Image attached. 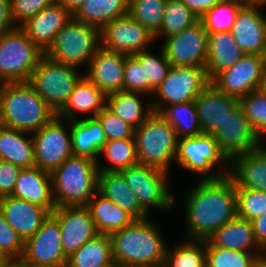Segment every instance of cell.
<instances>
[{
	"label": "cell",
	"instance_id": "9",
	"mask_svg": "<svg viewBox=\"0 0 266 267\" xmlns=\"http://www.w3.org/2000/svg\"><path fill=\"white\" fill-rule=\"evenodd\" d=\"M82 76L83 73L78 68L56 62L44 55L28 83L57 114Z\"/></svg>",
	"mask_w": 266,
	"mask_h": 267
},
{
	"label": "cell",
	"instance_id": "4",
	"mask_svg": "<svg viewBox=\"0 0 266 267\" xmlns=\"http://www.w3.org/2000/svg\"><path fill=\"white\" fill-rule=\"evenodd\" d=\"M56 207L86 206L98 192L97 162L72 155L51 172Z\"/></svg>",
	"mask_w": 266,
	"mask_h": 267
},
{
	"label": "cell",
	"instance_id": "3",
	"mask_svg": "<svg viewBox=\"0 0 266 267\" xmlns=\"http://www.w3.org/2000/svg\"><path fill=\"white\" fill-rule=\"evenodd\" d=\"M56 116L28 82L0 84V125L33 134Z\"/></svg>",
	"mask_w": 266,
	"mask_h": 267
},
{
	"label": "cell",
	"instance_id": "24",
	"mask_svg": "<svg viewBox=\"0 0 266 267\" xmlns=\"http://www.w3.org/2000/svg\"><path fill=\"white\" fill-rule=\"evenodd\" d=\"M10 196L41 206L50 214L56 208L51 173L37 166L20 170Z\"/></svg>",
	"mask_w": 266,
	"mask_h": 267
},
{
	"label": "cell",
	"instance_id": "6",
	"mask_svg": "<svg viewBox=\"0 0 266 267\" xmlns=\"http://www.w3.org/2000/svg\"><path fill=\"white\" fill-rule=\"evenodd\" d=\"M100 47V29L72 17L56 34L44 55L56 62L80 69L84 63L89 64Z\"/></svg>",
	"mask_w": 266,
	"mask_h": 267
},
{
	"label": "cell",
	"instance_id": "11",
	"mask_svg": "<svg viewBox=\"0 0 266 267\" xmlns=\"http://www.w3.org/2000/svg\"><path fill=\"white\" fill-rule=\"evenodd\" d=\"M120 172L148 213L150 208L163 211L174 209L176 200L168 188V172L140 163Z\"/></svg>",
	"mask_w": 266,
	"mask_h": 267
},
{
	"label": "cell",
	"instance_id": "35",
	"mask_svg": "<svg viewBox=\"0 0 266 267\" xmlns=\"http://www.w3.org/2000/svg\"><path fill=\"white\" fill-rule=\"evenodd\" d=\"M114 263L110 235L98 234L67 258L68 267H104Z\"/></svg>",
	"mask_w": 266,
	"mask_h": 267
},
{
	"label": "cell",
	"instance_id": "51",
	"mask_svg": "<svg viewBox=\"0 0 266 267\" xmlns=\"http://www.w3.org/2000/svg\"><path fill=\"white\" fill-rule=\"evenodd\" d=\"M12 16L11 0H0V36L17 29Z\"/></svg>",
	"mask_w": 266,
	"mask_h": 267
},
{
	"label": "cell",
	"instance_id": "22",
	"mask_svg": "<svg viewBox=\"0 0 266 267\" xmlns=\"http://www.w3.org/2000/svg\"><path fill=\"white\" fill-rule=\"evenodd\" d=\"M73 16L57 1L28 19L20 28L44 53L53 43L56 34Z\"/></svg>",
	"mask_w": 266,
	"mask_h": 267
},
{
	"label": "cell",
	"instance_id": "60",
	"mask_svg": "<svg viewBox=\"0 0 266 267\" xmlns=\"http://www.w3.org/2000/svg\"><path fill=\"white\" fill-rule=\"evenodd\" d=\"M40 267H68V264L66 262V263H61L58 265H48V266H40Z\"/></svg>",
	"mask_w": 266,
	"mask_h": 267
},
{
	"label": "cell",
	"instance_id": "25",
	"mask_svg": "<svg viewBox=\"0 0 266 267\" xmlns=\"http://www.w3.org/2000/svg\"><path fill=\"white\" fill-rule=\"evenodd\" d=\"M229 176L235 188H248L266 192V145L233 157Z\"/></svg>",
	"mask_w": 266,
	"mask_h": 267
},
{
	"label": "cell",
	"instance_id": "37",
	"mask_svg": "<svg viewBox=\"0 0 266 267\" xmlns=\"http://www.w3.org/2000/svg\"><path fill=\"white\" fill-rule=\"evenodd\" d=\"M160 115L175 129L178 139L202 133L194 101L167 106Z\"/></svg>",
	"mask_w": 266,
	"mask_h": 267
},
{
	"label": "cell",
	"instance_id": "26",
	"mask_svg": "<svg viewBox=\"0 0 266 267\" xmlns=\"http://www.w3.org/2000/svg\"><path fill=\"white\" fill-rule=\"evenodd\" d=\"M107 95L83 75L74 87L72 94L57 117L67 121L78 120V113H92L96 117L106 107Z\"/></svg>",
	"mask_w": 266,
	"mask_h": 267
},
{
	"label": "cell",
	"instance_id": "16",
	"mask_svg": "<svg viewBox=\"0 0 266 267\" xmlns=\"http://www.w3.org/2000/svg\"><path fill=\"white\" fill-rule=\"evenodd\" d=\"M263 71L262 55L244 54L232 67L219 72L211 83L220 92L240 99L258 89Z\"/></svg>",
	"mask_w": 266,
	"mask_h": 267
},
{
	"label": "cell",
	"instance_id": "61",
	"mask_svg": "<svg viewBox=\"0 0 266 267\" xmlns=\"http://www.w3.org/2000/svg\"><path fill=\"white\" fill-rule=\"evenodd\" d=\"M256 6H264L266 5V0H255Z\"/></svg>",
	"mask_w": 266,
	"mask_h": 267
},
{
	"label": "cell",
	"instance_id": "54",
	"mask_svg": "<svg viewBox=\"0 0 266 267\" xmlns=\"http://www.w3.org/2000/svg\"><path fill=\"white\" fill-rule=\"evenodd\" d=\"M60 3L72 16L78 11L85 0H56Z\"/></svg>",
	"mask_w": 266,
	"mask_h": 267
},
{
	"label": "cell",
	"instance_id": "10",
	"mask_svg": "<svg viewBox=\"0 0 266 267\" xmlns=\"http://www.w3.org/2000/svg\"><path fill=\"white\" fill-rule=\"evenodd\" d=\"M209 84L211 80L206 68L171 66L166 78L152 96L156 98H150L152 111L160 114L172 104L194 101Z\"/></svg>",
	"mask_w": 266,
	"mask_h": 267
},
{
	"label": "cell",
	"instance_id": "62",
	"mask_svg": "<svg viewBox=\"0 0 266 267\" xmlns=\"http://www.w3.org/2000/svg\"><path fill=\"white\" fill-rule=\"evenodd\" d=\"M262 56H263L264 70L266 71V47Z\"/></svg>",
	"mask_w": 266,
	"mask_h": 267
},
{
	"label": "cell",
	"instance_id": "14",
	"mask_svg": "<svg viewBox=\"0 0 266 267\" xmlns=\"http://www.w3.org/2000/svg\"><path fill=\"white\" fill-rule=\"evenodd\" d=\"M101 47L127 56L148 50L155 36L128 14L118 17L100 30Z\"/></svg>",
	"mask_w": 266,
	"mask_h": 267
},
{
	"label": "cell",
	"instance_id": "43",
	"mask_svg": "<svg viewBox=\"0 0 266 267\" xmlns=\"http://www.w3.org/2000/svg\"><path fill=\"white\" fill-rule=\"evenodd\" d=\"M237 216L248 221L266 215V192L236 188Z\"/></svg>",
	"mask_w": 266,
	"mask_h": 267
},
{
	"label": "cell",
	"instance_id": "15",
	"mask_svg": "<svg viewBox=\"0 0 266 267\" xmlns=\"http://www.w3.org/2000/svg\"><path fill=\"white\" fill-rule=\"evenodd\" d=\"M62 248L61 229L57 219L49 214L40 229L24 242L22 260L33 267L67 262Z\"/></svg>",
	"mask_w": 266,
	"mask_h": 267
},
{
	"label": "cell",
	"instance_id": "30",
	"mask_svg": "<svg viewBox=\"0 0 266 267\" xmlns=\"http://www.w3.org/2000/svg\"><path fill=\"white\" fill-rule=\"evenodd\" d=\"M244 54L231 32L208 34L206 71L209 79L212 80L222 70L232 67Z\"/></svg>",
	"mask_w": 266,
	"mask_h": 267
},
{
	"label": "cell",
	"instance_id": "28",
	"mask_svg": "<svg viewBox=\"0 0 266 267\" xmlns=\"http://www.w3.org/2000/svg\"><path fill=\"white\" fill-rule=\"evenodd\" d=\"M98 192L129 213L135 220L150 216L120 171H99Z\"/></svg>",
	"mask_w": 266,
	"mask_h": 267
},
{
	"label": "cell",
	"instance_id": "12",
	"mask_svg": "<svg viewBox=\"0 0 266 267\" xmlns=\"http://www.w3.org/2000/svg\"><path fill=\"white\" fill-rule=\"evenodd\" d=\"M35 166L52 172L73 155L70 121L57 116L32 134Z\"/></svg>",
	"mask_w": 266,
	"mask_h": 267
},
{
	"label": "cell",
	"instance_id": "49",
	"mask_svg": "<svg viewBox=\"0 0 266 267\" xmlns=\"http://www.w3.org/2000/svg\"><path fill=\"white\" fill-rule=\"evenodd\" d=\"M56 0H11L12 16L18 27Z\"/></svg>",
	"mask_w": 266,
	"mask_h": 267
},
{
	"label": "cell",
	"instance_id": "31",
	"mask_svg": "<svg viewBox=\"0 0 266 267\" xmlns=\"http://www.w3.org/2000/svg\"><path fill=\"white\" fill-rule=\"evenodd\" d=\"M99 234L111 235L129 226L135 219L117 204L97 192L87 203Z\"/></svg>",
	"mask_w": 266,
	"mask_h": 267
},
{
	"label": "cell",
	"instance_id": "58",
	"mask_svg": "<svg viewBox=\"0 0 266 267\" xmlns=\"http://www.w3.org/2000/svg\"><path fill=\"white\" fill-rule=\"evenodd\" d=\"M263 95L266 96V71H263L262 78L260 79V83L257 89Z\"/></svg>",
	"mask_w": 266,
	"mask_h": 267
},
{
	"label": "cell",
	"instance_id": "64",
	"mask_svg": "<svg viewBox=\"0 0 266 267\" xmlns=\"http://www.w3.org/2000/svg\"><path fill=\"white\" fill-rule=\"evenodd\" d=\"M203 267H212L207 262L204 263Z\"/></svg>",
	"mask_w": 266,
	"mask_h": 267
},
{
	"label": "cell",
	"instance_id": "53",
	"mask_svg": "<svg viewBox=\"0 0 266 267\" xmlns=\"http://www.w3.org/2000/svg\"><path fill=\"white\" fill-rule=\"evenodd\" d=\"M251 223L257 244L266 252V215H261L253 219Z\"/></svg>",
	"mask_w": 266,
	"mask_h": 267
},
{
	"label": "cell",
	"instance_id": "19",
	"mask_svg": "<svg viewBox=\"0 0 266 267\" xmlns=\"http://www.w3.org/2000/svg\"><path fill=\"white\" fill-rule=\"evenodd\" d=\"M202 133L213 135L239 105V99L209 84L194 100Z\"/></svg>",
	"mask_w": 266,
	"mask_h": 267
},
{
	"label": "cell",
	"instance_id": "48",
	"mask_svg": "<svg viewBox=\"0 0 266 267\" xmlns=\"http://www.w3.org/2000/svg\"><path fill=\"white\" fill-rule=\"evenodd\" d=\"M0 249L10 259H21L24 242L0 212Z\"/></svg>",
	"mask_w": 266,
	"mask_h": 267
},
{
	"label": "cell",
	"instance_id": "5",
	"mask_svg": "<svg viewBox=\"0 0 266 267\" xmlns=\"http://www.w3.org/2000/svg\"><path fill=\"white\" fill-rule=\"evenodd\" d=\"M134 140L140 164L170 172L175 161L177 135L175 129L159 113L153 112L138 128Z\"/></svg>",
	"mask_w": 266,
	"mask_h": 267
},
{
	"label": "cell",
	"instance_id": "47",
	"mask_svg": "<svg viewBox=\"0 0 266 267\" xmlns=\"http://www.w3.org/2000/svg\"><path fill=\"white\" fill-rule=\"evenodd\" d=\"M107 141L134 138V128L105 107L96 117Z\"/></svg>",
	"mask_w": 266,
	"mask_h": 267
},
{
	"label": "cell",
	"instance_id": "63",
	"mask_svg": "<svg viewBox=\"0 0 266 267\" xmlns=\"http://www.w3.org/2000/svg\"><path fill=\"white\" fill-rule=\"evenodd\" d=\"M104 267H122L121 265H119L118 263L114 262V263H111V264H108Z\"/></svg>",
	"mask_w": 266,
	"mask_h": 267
},
{
	"label": "cell",
	"instance_id": "1",
	"mask_svg": "<svg viewBox=\"0 0 266 267\" xmlns=\"http://www.w3.org/2000/svg\"><path fill=\"white\" fill-rule=\"evenodd\" d=\"M185 195L186 240H207L237 216L236 188L229 175L201 179Z\"/></svg>",
	"mask_w": 266,
	"mask_h": 267
},
{
	"label": "cell",
	"instance_id": "44",
	"mask_svg": "<svg viewBox=\"0 0 266 267\" xmlns=\"http://www.w3.org/2000/svg\"><path fill=\"white\" fill-rule=\"evenodd\" d=\"M245 116L260 138L266 135V96L258 90L239 99Z\"/></svg>",
	"mask_w": 266,
	"mask_h": 267
},
{
	"label": "cell",
	"instance_id": "17",
	"mask_svg": "<svg viewBox=\"0 0 266 267\" xmlns=\"http://www.w3.org/2000/svg\"><path fill=\"white\" fill-rule=\"evenodd\" d=\"M213 135L229 160L260 147L263 142L250 125L240 105Z\"/></svg>",
	"mask_w": 266,
	"mask_h": 267
},
{
	"label": "cell",
	"instance_id": "33",
	"mask_svg": "<svg viewBox=\"0 0 266 267\" xmlns=\"http://www.w3.org/2000/svg\"><path fill=\"white\" fill-rule=\"evenodd\" d=\"M141 95L145 94L128 91L110 93L107 95L106 107L136 129L153 113L151 101L143 104Z\"/></svg>",
	"mask_w": 266,
	"mask_h": 267
},
{
	"label": "cell",
	"instance_id": "50",
	"mask_svg": "<svg viewBox=\"0 0 266 267\" xmlns=\"http://www.w3.org/2000/svg\"><path fill=\"white\" fill-rule=\"evenodd\" d=\"M21 168L15 164L1 160L0 162V198L10 196L14 190L16 179Z\"/></svg>",
	"mask_w": 266,
	"mask_h": 267
},
{
	"label": "cell",
	"instance_id": "7",
	"mask_svg": "<svg viewBox=\"0 0 266 267\" xmlns=\"http://www.w3.org/2000/svg\"><path fill=\"white\" fill-rule=\"evenodd\" d=\"M175 161L183 170L203 176V180L218 179L230 172V160L220 149L214 135L207 133L179 138ZM217 166L221 167H218L219 171H216Z\"/></svg>",
	"mask_w": 266,
	"mask_h": 267
},
{
	"label": "cell",
	"instance_id": "20",
	"mask_svg": "<svg viewBox=\"0 0 266 267\" xmlns=\"http://www.w3.org/2000/svg\"><path fill=\"white\" fill-rule=\"evenodd\" d=\"M125 59V54L100 47L90 60L87 74L84 75L106 95L124 91Z\"/></svg>",
	"mask_w": 266,
	"mask_h": 267
},
{
	"label": "cell",
	"instance_id": "46",
	"mask_svg": "<svg viewBox=\"0 0 266 267\" xmlns=\"http://www.w3.org/2000/svg\"><path fill=\"white\" fill-rule=\"evenodd\" d=\"M124 91L149 94V79H146L145 64L133 55H126L124 66Z\"/></svg>",
	"mask_w": 266,
	"mask_h": 267
},
{
	"label": "cell",
	"instance_id": "18",
	"mask_svg": "<svg viewBox=\"0 0 266 267\" xmlns=\"http://www.w3.org/2000/svg\"><path fill=\"white\" fill-rule=\"evenodd\" d=\"M51 214L59 223L62 248L67 257L99 234L86 206L56 207Z\"/></svg>",
	"mask_w": 266,
	"mask_h": 267
},
{
	"label": "cell",
	"instance_id": "52",
	"mask_svg": "<svg viewBox=\"0 0 266 267\" xmlns=\"http://www.w3.org/2000/svg\"><path fill=\"white\" fill-rule=\"evenodd\" d=\"M194 14L200 18L208 10L223 0H181Z\"/></svg>",
	"mask_w": 266,
	"mask_h": 267
},
{
	"label": "cell",
	"instance_id": "40",
	"mask_svg": "<svg viewBox=\"0 0 266 267\" xmlns=\"http://www.w3.org/2000/svg\"><path fill=\"white\" fill-rule=\"evenodd\" d=\"M166 0H129L128 15L151 34L160 32Z\"/></svg>",
	"mask_w": 266,
	"mask_h": 267
},
{
	"label": "cell",
	"instance_id": "34",
	"mask_svg": "<svg viewBox=\"0 0 266 267\" xmlns=\"http://www.w3.org/2000/svg\"><path fill=\"white\" fill-rule=\"evenodd\" d=\"M129 0H85L73 18L100 30L112 20L128 14Z\"/></svg>",
	"mask_w": 266,
	"mask_h": 267
},
{
	"label": "cell",
	"instance_id": "56",
	"mask_svg": "<svg viewBox=\"0 0 266 267\" xmlns=\"http://www.w3.org/2000/svg\"><path fill=\"white\" fill-rule=\"evenodd\" d=\"M226 2L238 4L241 7H253L256 6L255 0H223Z\"/></svg>",
	"mask_w": 266,
	"mask_h": 267
},
{
	"label": "cell",
	"instance_id": "27",
	"mask_svg": "<svg viewBox=\"0 0 266 267\" xmlns=\"http://www.w3.org/2000/svg\"><path fill=\"white\" fill-rule=\"evenodd\" d=\"M206 241V246L245 251L256 256L264 251L257 244L251 221L235 216L218 228Z\"/></svg>",
	"mask_w": 266,
	"mask_h": 267
},
{
	"label": "cell",
	"instance_id": "38",
	"mask_svg": "<svg viewBox=\"0 0 266 267\" xmlns=\"http://www.w3.org/2000/svg\"><path fill=\"white\" fill-rule=\"evenodd\" d=\"M198 21V16L181 0H166L162 26L160 32L155 36V40L162 36L168 38L177 35Z\"/></svg>",
	"mask_w": 266,
	"mask_h": 267
},
{
	"label": "cell",
	"instance_id": "45",
	"mask_svg": "<svg viewBox=\"0 0 266 267\" xmlns=\"http://www.w3.org/2000/svg\"><path fill=\"white\" fill-rule=\"evenodd\" d=\"M255 257L251 252L206 246V262L212 267H251Z\"/></svg>",
	"mask_w": 266,
	"mask_h": 267
},
{
	"label": "cell",
	"instance_id": "32",
	"mask_svg": "<svg viewBox=\"0 0 266 267\" xmlns=\"http://www.w3.org/2000/svg\"><path fill=\"white\" fill-rule=\"evenodd\" d=\"M27 134L29 137H26ZM0 125V158L22 168L35 166L32 134Z\"/></svg>",
	"mask_w": 266,
	"mask_h": 267
},
{
	"label": "cell",
	"instance_id": "21",
	"mask_svg": "<svg viewBox=\"0 0 266 267\" xmlns=\"http://www.w3.org/2000/svg\"><path fill=\"white\" fill-rule=\"evenodd\" d=\"M260 7H241L230 31L245 54L263 55L266 47V17Z\"/></svg>",
	"mask_w": 266,
	"mask_h": 267
},
{
	"label": "cell",
	"instance_id": "36",
	"mask_svg": "<svg viewBox=\"0 0 266 267\" xmlns=\"http://www.w3.org/2000/svg\"><path fill=\"white\" fill-rule=\"evenodd\" d=\"M101 154L110 164L102 166V162L98 161L99 171H121L139 163L134 138L106 141Z\"/></svg>",
	"mask_w": 266,
	"mask_h": 267
},
{
	"label": "cell",
	"instance_id": "39",
	"mask_svg": "<svg viewBox=\"0 0 266 267\" xmlns=\"http://www.w3.org/2000/svg\"><path fill=\"white\" fill-rule=\"evenodd\" d=\"M206 262V241L188 240L167 248L164 267H203Z\"/></svg>",
	"mask_w": 266,
	"mask_h": 267
},
{
	"label": "cell",
	"instance_id": "57",
	"mask_svg": "<svg viewBox=\"0 0 266 267\" xmlns=\"http://www.w3.org/2000/svg\"><path fill=\"white\" fill-rule=\"evenodd\" d=\"M6 267H33L25 263L22 259H11Z\"/></svg>",
	"mask_w": 266,
	"mask_h": 267
},
{
	"label": "cell",
	"instance_id": "42",
	"mask_svg": "<svg viewBox=\"0 0 266 267\" xmlns=\"http://www.w3.org/2000/svg\"><path fill=\"white\" fill-rule=\"evenodd\" d=\"M158 52L159 55L152 53V51L150 52L148 49L133 55L140 64H145L146 79H149L150 95H154V92L166 78L171 67L161 47Z\"/></svg>",
	"mask_w": 266,
	"mask_h": 267
},
{
	"label": "cell",
	"instance_id": "23",
	"mask_svg": "<svg viewBox=\"0 0 266 267\" xmlns=\"http://www.w3.org/2000/svg\"><path fill=\"white\" fill-rule=\"evenodd\" d=\"M0 212L23 242L40 229L50 214L41 206L13 196L0 198Z\"/></svg>",
	"mask_w": 266,
	"mask_h": 267
},
{
	"label": "cell",
	"instance_id": "41",
	"mask_svg": "<svg viewBox=\"0 0 266 267\" xmlns=\"http://www.w3.org/2000/svg\"><path fill=\"white\" fill-rule=\"evenodd\" d=\"M240 8L238 4L222 1L208 10L199 20L203 23L207 34L230 32Z\"/></svg>",
	"mask_w": 266,
	"mask_h": 267
},
{
	"label": "cell",
	"instance_id": "8",
	"mask_svg": "<svg viewBox=\"0 0 266 267\" xmlns=\"http://www.w3.org/2000/svg\"><path fill=\"white\" fill-rule=\"evenodd\" d=\"M43 56L20 27L0 36V84L28 82Z\"/></svg>",
	"mask_w": 266,
	"mask_h": 267
},
{
	"label": "cell",
	"instance_id": "29",
	"mask_svg": "<svg viewBox=\"0 0 266 267\" xmlns=\"http://www.w3.org/2000/svg\"><path fill=\"white\" fill-rule=\"evenodd\" d=\"M73 155L85 157L98 163L107 139L99 121L83 117L70 121Z\"/></svg>",
	"mask_w": 266,
	"mask_h": 267
},
{
	"label": "cell",
	"instance_id": "55",
	"mask_svg": "<svg viewBox=\"0 0 266 267\" xmlns=\"http://www.w3.org/2000/svg\"><path fill=\"white\" fill-rule=\"evenodd\" d=\"M251 267H266V252L257 255L253 262Z\"/></svg>",
	"mask_w": 266,
	"mask_h": 267
},
{
	"label": "cell",
	"instance_id": "2",
	"mask_svg": "<svg viewBox=\"0 0 266 267\" xmlns=\"http://www.w3.org/2000/svg\"><path fill=\"white\" fill-rule=\"evenodd\" d=\"M150 219L134 220L110 235L114 262L122 267L164 266L168 247Z\"/></svg>",
	"mask_w": 266,
	"mask_h": 267
},
{
	"label": "cell",
	"instance_id": "59",
	"mask_svg": "<svg viewBox=\"0 0 266 267\" xmlns=\"http://www.w3.org/2000/svg\"><path fill=\"white\" fill-rule=\"evenodd\" d=\"M11 259L0 249V267H6Z\"/></svg>",
	"mask_w": 266,
	"mask_h": 267
},
{
	"label": "cell",
	"instance_id": "13",
	"mask_svg": "<svg viewBox=\"0 0 266 267\" xmlns=\"http://www.w3.org/2000/svg\"><path fill=\"white\" fill-rule=\"evenodd\" d=\"M161 48L171 66L206 68L208 34L200 20L179 34L165 38Z\"/></svg>",
	"mask_w": 266,
	"mask_h": 267
}]
</instances>
